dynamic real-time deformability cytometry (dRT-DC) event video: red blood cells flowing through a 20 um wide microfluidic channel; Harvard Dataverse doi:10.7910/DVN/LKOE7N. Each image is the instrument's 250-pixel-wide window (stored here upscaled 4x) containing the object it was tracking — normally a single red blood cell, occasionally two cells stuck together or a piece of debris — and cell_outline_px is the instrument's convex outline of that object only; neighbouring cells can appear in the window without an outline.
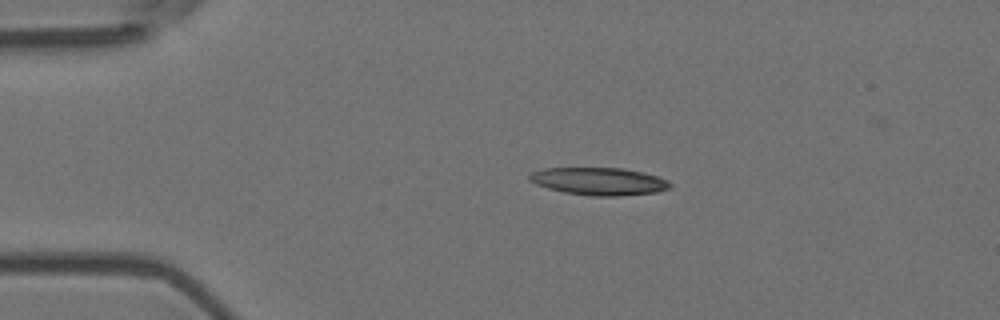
{"species": "Egyptian fruit bat (a non-hibernating species)", "species_latin": "Rousettus aegyptiacus", "temperature_condition": "room temperature", "stored_images_in_passage": 2, "camera_frame_rate_fps": 3000, "um_per_image_px": 0.085, "animal": {"sex": "female"}, "frame": {"image": 1, "passage_image": 1, "time_ms": 0.0, "image_size_px": [1000, 320], "cell_outline_px": [[672, 188], [656, 192], [616, 196], [592, 196], [564, 192], [548, 188], [536, 184], [528, 180], [528, 176], [532, 172], [544, 168], [624, 168], [644, 172], [668, 180], [672, 184]], "centroid_in_image_um": [50.93, 15.41], "position_along_channel_um": 34.1, "area_um2": 22.66}}